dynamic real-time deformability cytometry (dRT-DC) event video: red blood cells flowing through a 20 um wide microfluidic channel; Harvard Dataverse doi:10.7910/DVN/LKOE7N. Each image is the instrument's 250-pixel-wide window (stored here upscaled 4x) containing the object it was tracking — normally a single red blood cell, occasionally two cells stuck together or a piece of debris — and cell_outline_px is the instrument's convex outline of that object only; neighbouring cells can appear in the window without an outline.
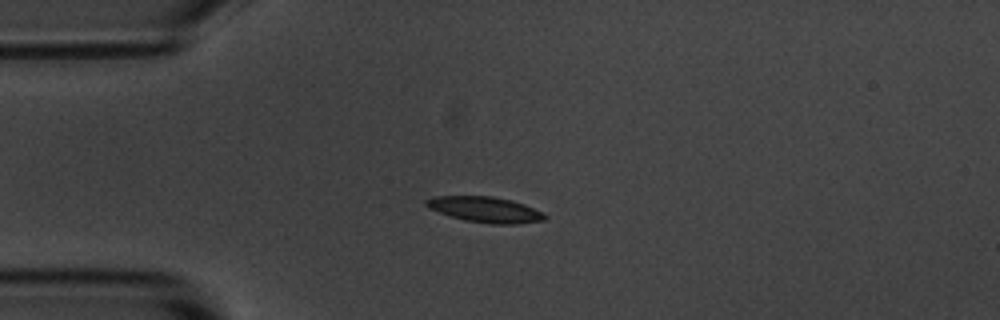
{"species": "common noctule bat (a hibernating species)", "species_latin": "Nyctalus noctula", "temperature_condition": "room temperature", "stored_images_in_passage": 7, "camera_frame_rate_fps": 3000, "um_per_image_px": 0.085, "animal": {"sex": "male", "body_mass_g": 20.1, "forearm_length_mm": 53.5}, "frame": {"image": 1, "passage_image": 3, "time_ms": 2.333, "image_size_px": [1000, 320], "cell_outline_px": [[548, 216], [544, 220], [516, 224], [492, 224], [464, 220], [428, 208], [424, 204], [424, 200], [432, 196], [492, 196], [512, 200], [524, 204]], "centroid_in_image_um": [41.21, 17.8], "position_along_channel_um": 43.8, "area_um2": 17.63}}
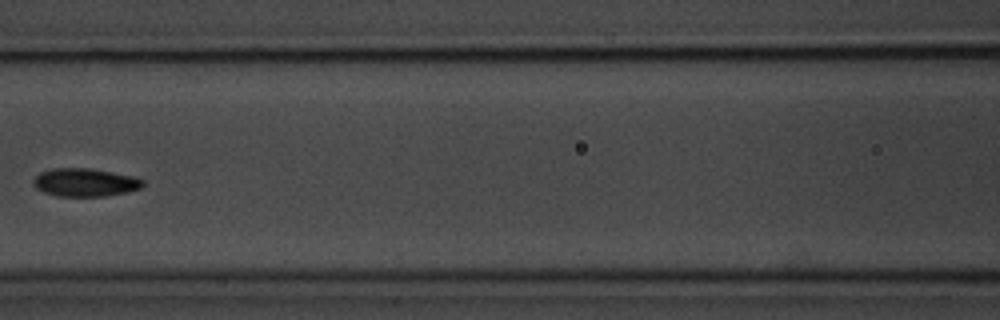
{"frame": {"image": 2, "passage_image": 6, "time_ms": 6.0, "image_size_px": [1000, 320], "cell_outline_px": [[144, 184], [140, 188], [128, 192], [104, 196], [56, 196], [44, 192], [36, 188], [32, 184], [32, 180], [40, 172], [52, 168], [92, 168], [132, 176], [144, 180]], "centroid_in_image_um": [7.2, 15.5], "position_along_channel_um": 159.4, "area_um2": 18.03}}
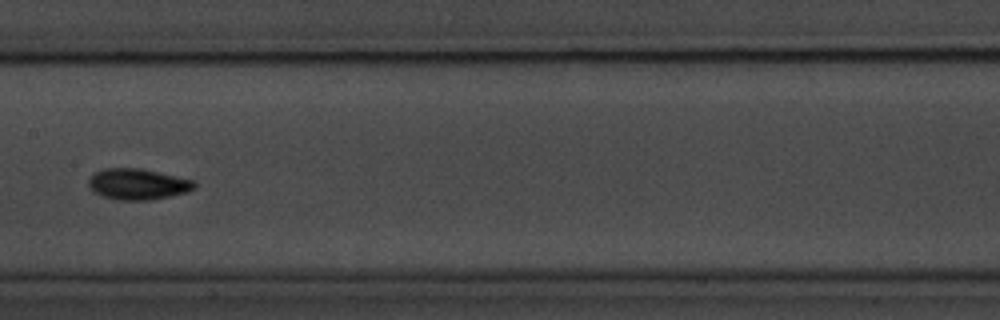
{"frame": {"image": 3, "passage_image": 7, "time_ms": 7.0, "image_size_px": [1000, 320], "cell_outline_px": [[196, 188], [188, 192], [148, 200], [120, 200], [104, 196], [88, 188], [88, 180], [92, 172], [100, 168], [140, 168], [176, 176], [192, 180], [196, 184]], "centroid_in_image_um": [11.67, 15.63], "position_along_channel_um": 195.7, "area_um2": 19.13}}